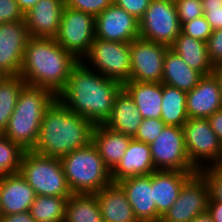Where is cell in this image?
<instances>
[{
  "mask_svg": "<svg viewBox=\"0 0 222 222\" xmlns=\"http://www.w3.org/2000/svg\"><path fill=\"white\" fill-rule=\"evenodd\" d=\"M162 1H167V2L175 3L177 0H162Z\"/></svg>",
  "mask_w": 222,
  "mask_h": 222,
  "instance_id": "obj_48",
  "label": "cell"
},
{
  "mask_svg": "<svg viewBox=\"0 0 222 222\" xmlns=\"http://www.w3.org/2000/svg\"><path fill=\"white\" fill-rule=\"evenodd\" d=\"M68 198L36 195L30 207V214L36 222H65Z\"/></svg>",
  "mask_w": 222,
  "mask_h": 222,
  "instance_id": "obj_30",
  "label": "cell"
},
{
  "mask_svg": "<svg viewBox=\"0 0 222 222\" xmlns=\"http://www.w3.org/2000/svg\"><path fill=\"white\" fill-rule=\"evenodd\" d=\"M212 28L204 16L185 22L181 25V32L187 36L207 42L212 34Z\"/></svg>",
  "mask_w": 222,
  "mask_h": 222,
  "instance_id": "obj_34",
  "label": "cell"
},
{
  "mask_svg": "<svg viewBox=\"0 0 222 222\" xmlns=\"http://www.w3.org/2000/svg\"><path fill=\"white\" fill-rule=\"evenodd\" d=\"M182 129L187 155L198 172L222 164V145L207 118H188Z\"/></svg>",
  "mask_w": 222,
  "mask_h": 222,
  "instance_id": "obj_7",
  "label": "cell"
},
{
  "mask_svg": "<svg viewBox=\"0 0 222 222\" xmlns=\"http://www.w3.org/2000/svg\"><path fill=\"white\" fill-rule=\"evenodd\" d=\"M142 116L128 92L122 87L116 94L112 113L104 125L124 135L135 137Z\"/></svg>",
  "mask_w": 222,
  "mask_h": 222,
  "instance_id": "obj_23",
  "label": "cell"
},
{
  "mask_svg": "<svg viewBox=\"0 0 222 222\" xmlns=\"http://www.w3.org/2000/svg\"><path fill=\"white\" fill-rule=\"evenodd\" d=\"M3 214H2V211H1V206H0V219L2 218Z\"/></svg>",
  "mask_w": 222,
  "mask_h": 222,
  "instance_id": "obj_49",
  "label": "cell"
},
{
  "mask_svg": "<svg viewBox=\"0 0 222 222\" xmlns=\"http://www.w3.org/2000/svg\"><path fill=\"white\" fill-rule=\"evenodd\" d=\"M221 108L220 90L212 74L203 76L191 91L186 92L188 118H208Z\"/></svg>",
  "mask_w": 222,
  "mask_h": 222,
  "instance_id": "obj_18",
  "label": "cell"
},
{
  "mask_svg": "<svg viewBox=\"0 0 222 222\" xmlns=\"http://www.w3.org/2000/svg\"><path fill=\"white\" fill-rule=\"evenodd\" d=\"M149 146L156 170L198 172L187 155L182 127L165 125Z\"/></svg>",
  "mask_w": 222,
  "mask_h": 222,
  "instance_id": "obj_11",
  "label": "cell"
},
{
  "mask_svg": "<svg viewBox=\"0 0 222 222\" xmlns=\"http://www.w3.org/2000/svg\"><path fill=\"white\" fill-rule=\"evenodd\" d=\"M65 6V0H39L24 14L30 37L55 38Z\"/></svg>",
  "mask_w": 222,
  "mask_h": 222,
  "instance_id": "obj_16",
  "label": "cell"
},
{
  "mask_svg": "<svg viewBox=\"0 0 222 222\" xmlns=\"http://www.w3.org/2000/svg\"><path fill=\"white\" fill-rule=\"evenodd\" d=\"M123 88L134 100L142 119H161L162 83L127 81Z\"/></svg>",
  "mask_w": 222,
  "mask_h": 222,
  "instance_id": "obj_25",
  "label": "cell"
},
{
  "mask_svg": "<svg viewBox=\"0 0 222 222\" xmlns=\"http://www.w3.org/2000/svg\"><path fill=\"white\" fill-rule=\"evenodd\" d=\"M65 222H103L95 194H72L66 202Z\"/></svg>",
  "mask_w": 222,
  "mask_h": 222,
  "instance_id": "obj_29",
  "label": "cell"
},
{
  "mask_svg": "<svg viewBox=\"0 0 222 222\" xmlns=\"http://www.w3.org/2000/svg\"><path fill=\"white\" fill-rule=\"evenodd\" d=\"M93 128L90 120L70 111L56 98L45 111L32 151L61 158L91 143Z\"/></svg>",
  "mask_w": 222,
  "mask_h": 222,
  "instance_id": "obj_3",
  "label": "cell"
},
{
  "mask_svg": "<svg viewBox=\"0 0 222 222\" xmlns=\"http://www.w3.org/2000/svg\"><path fill=\"white\" fill-rule=\"evenodd\" d=\"M78 62L55 38L30 37L24 50L20 77L27 85L43 87L57 96Z\"/></svg>",
  "mask_w": 222,
  "mask_h": 222,
  "instance_id": "obj_2",
  "label": "cell"
},
{
  "mask_svg": "<svg viewBox=\"0 0 222 222\" xmlns=\"http://www.w3.org/2000/svg\"><path fill=\"white\" fill-rule=\"evenodd\" d=\"M95 38L131 43L139 38V20L113 3L95 17Z\"/></svg>",
  "mask_w": 222,
  "mask_h": 222,
  "instance_id": "obj_15",
  "label": "cell"
},
{
  "mask_svg": "<svg viewBox=\"0 0 222 222\" xmlns=\"http://www.w3.org/2000/svg\"><path fill=\"white\" fill-rule=\"evenodd\" d=\"M164 127L165 123L161 119H142L134 139L150 144L162 132Z\"/></svg>",
  "mask_w": 222,
  "mask_h": 222,
  "instance_id": "obj_33",
  "label": "cell"
},
{
  "mask_svg": "<svg viewBox=\"0 0 222 222\" xmlns=\"http://www.w3.org/2000/svg\"><path fill=\"white\" fill-rule=\"evenodd\" d=\"M20 10L25 14L29 11L39 0H16Z\"/></svg>",
  "mask_w": 222,
  "mask_h": 222,
  "instance_id": "obj_46",
  "label": "cell"
},
{
  "mask_svg": "<svg viewBox=\"0 0 222 222\" xmlns=\"http://www.w3.org/2000/svg\"><path fill=\"white\" fill-rule=\"evenodd\" d=\"M30 38L25 20L0 24V73L20 75L24 50Z\"/></svg>",
  "mask_w": 222,
  "mask_h": 222,
  "instance_id": "obj_14",
  "label": "cell"
},
{
  "mask_svg": "<svg viewBox=\"0 0 222 222\" xmlns=\"http://www.w3.org/2000/svg\"><path fill=\"white\" fill-rule=\"evenodd\" d=\"M0 222H36L29 211L3 215Z\"/></svg>",
  "mask_w": 222,
  "mask_h": 222,
  "instance_id": "obj_43",
  "label": "cell"
},
{
  "mask_svg": "<svg viewBox=\"0 0 222 222\" xmlns=\"http://www.w3.org/2000/svg\"><path fill=\"white\" fill-rule=\"evenodd\" d=\"M123 85L91 70L81 60L71 69L65 87L56 96L70 111L104 124L112 113L116 94Z\"/></svg>",
  "mask_w": 222,
  "mask_h": 222,
  "instance_id": "obj_1",
  "label": "cell"
},
{
  "mask_svg": "<svg viewBox=\"0 0 222 222\" xmlns=\"http://www.w3.org/2000/svg\"><path fill=\"white\" fill-rule=\"evenodd\" d=\"M208 55L212 64H222V29L213 30L206 42Z\"/></svg>",
  "mask_w": 222,
  "mask_h": 222,
  "instance_id": "obj_40",
  "label": "cell"
},
{
  "mask_svg": "<svg viewBox=\"0 0 222 222\" xmlns=\"http://www.w3.org/2000/svg\"><path fill=\"white\" fill-rule=\"evenodd\" d=\"M56 98L48 89L25 84L2 134L24 150H32L37 142L45 111Z\"/></svg>",
  "mask_w": 222,
  "mask_h": 222,
  "instance_id": "obj_4",
  "label": "cell"
},
{
  "mask_svg": "<svg viewBox=\"0 0 222 222\" xmlns=\"http://www.w3.org/2000/svg\"><path fill=\"white\" fill-rule=\"evenodd\" d=\"M25 150L0 133V177L19 173Z\"/></svg>",
  "mask_w": 222,
  "mask_h": 222,
  "instance_id": "obj_32",
  "label": "cell"
},
{
  "mask_svg": "<svg viewBox=\"0 0 222 222\" xmlns=\"http://www.w3.org/2000/svg\"><path fill=\"white\" fill-rule=\"evenodd\" d=\"M203 75L189 65L171 48L168 49L163 65V84L173 86L179 90L191 91Z\"/></svg>",
  "mask_w": 222,
  "mask_h": 222,
  "instance_id": "obj_26",
  "label": "cell"
},
{
  "mask_svg": "<svg viewBox=\"0 0 222 222\" xmlns=\"http://www.w3.org/2000/svg\"><path fill=\"white\" fill-rule=\"evenodd\" d=\"M55 39L66 51L82 60L95 39V16L65 6Z\"/></svg>",
  "mask_w": 222,
  "mask_h": 222,
  "instance_id": "obj_10",
  "label": "cell"
},
{
  "mask_svg": "<svg viewBox=\"0 0 222 222\" xmlns=\"http://www.w3.org/2000/svg\"><path fill=\"white\" fill-rule=\"evenodd\" d=\"M25 81L17 76H4L0 81V133L6 129L16 107L18 95Z\"/></svg>",
  "mask_w": 222,
  "mask_h": 222,
  "instance_id": "obj_31",
  "label": "cell"
},
{
  "mask_svg": "<svg viewBox=\"0 0 222 222\" xmlns=\"http://www.w3.org/2000/svg\"><path fill=\"white\" fill-rule=\"evenodd\" d=\"M81 61L91 70L122 85L130 81V43L95 38L89 52Z\"/></svg>",
  "mask_w": 222,
  "mask_h": 222,
  "instance_id": "obj_8",
  "label": "cell"
},
{
  "mask_svg": "<svg viewBox=\"0 0 222 222\" xmlns=\"http://www.w3.org/2000/svg\"><path fill=\"white\" fill-rule=\"evenodd\" d=\"M202 6L212 30L222 29V0H202Z\"/></svg>",
  "mask_w": 222,
  "mask_h": 222,
  "instance_id": "obj_38",
  "label": "cell"
},
{
  "mask_svg": "<svg viewBox=\"0 0 222 222\" xmlns=\"http://www.w3.org/2000/svg\"><path fill=\"white\" fill-rule=\"evenodd\" d=\"M207 212L214 222H222V202L208 201Z\"/></svg>",
  "mask_w": 222,
  "mask_h": 222,
  "instance_id": "obj_44",
  "label": "cell"
},
{
  "mask_svg": "<svg viewBox=\"0 0 222 222\" xmlns=\"http://www.w3.org/2000/svg\"><path fill=\"white\" fill-rule=\"evenodd\" d=\"M150 1L151 0H113V3L140 20L149 7Z\"/></svg>",
  "mask_w": 222,
  "mask_h": 222,
  "instance_id": "obj_41",
  "label": "cell"
},
{
  "mask_svg": "<svg viewBox=\"0 0 222 222\" xmlns=\"http://www.w3.org/2000/svg\"><path fill=\"white\" fill-rule=\"evenodd\" d=\"M208 181L209 201L222 202V165L210 166L200 171Z\"/></svg>",
  "mask_w": 222,
  "mask_h": 222,
  "instance_id": "obj_36",
  "label": "cell"
},
{
  "mask_svg": "<svg viewBox=\"0 0 222 222\" xmlns=\"http://www.w3.org/2000/svg\"><path fill=\"white\" fill-rule=\"evenodd\" d=\"M180 25L203 16L202 0H177L175 2Z\"/></svg>",
  "mask_w": 222,
  "mask_h": 222,
  "instance_id": "obj_35",
  "label": "cell"
},
{
  "mask_svg": "<svg viewBox=\"0 0 222 222\" xmlns=\"http://www.w3.org/2000/svg\"><path fill=\"white\" fill-rule=\"evenodd\" d=\"M138 222H157V208L153 200L152 173L128 177L118 182Z\"/></svg>",
  "mask_w": 222,
  "mask_h": 222,
  "instance_id": "obj_17",
  "label": "cell"
},
{
  "mask_svg": "<svg viewBox=\"0 0 222 222\" xmlns=\"http://www.w3.org/2000/svg\"><path fill=\"white\" fill-rule=\"evenodd\" d=\"M111 4H113V0H65L67 7L94 15L95 17Z\"/></svg>",
  "mask_w": 222,
  "mask_h": 222,
  "instance_id": "obj_37",
  "label": "cell"
},
{
  "mask_svg": "<svg viewBox=\"0 0 222 222\" xmlns=\"http://www.w3.org/2000/svg\"><path fill=\"white\" fill-rule=\"evenodd\" d=\"M156 171L149 144L131 139L124 156L111 170L112 182L128 177L148 175Z\"/></svg>",
  "mask_w": 222,
  "mask_h": 222,
  "instance_id": "obj_21",
  "label": "cell"
},
{
  "mask_svg": "<svg viewBox=\"0 0 222 222\" xmlns=\"http://www.w3.org/2000/svg\"><path fill=\"white\" fill-rule=\"evenodd\" d=\"M24 20L16 0H0V24Z\"/></svg>",
  "mask_w": 222,
  "mask_h": 222,
  "instance_id": "obj_39",
  "label": "cell"
},
{
  "mask_svg": "<svg viewBox=\"0 0 222 222\" xmlns=\"http://www.w3.org/2000/svg\"><path fill=\"white\" fill-rule=\"evenodd\" d=\"M211 74L213 75V77L216 79L217 83H218V87L220 90V95L222 98V64L221 65H215L212 68V72Z\"/></svg>",
  "mask_w": 222,
  "mask_h": 222,
  "instance_id": "obj_45",
  "label": "cell"
},
{
  "mask_svg": "<svg viewBox=\"0 0 222 222\" xmlns=\"http://www.w3.org/2000/svg\"><path fill=\"white\" fill-rule=\"evenodd\" d=\"M196 172L156 170L152 172L153 200L157 208V222L178 198L184 183Z\"/></svg>",
  "mask_w": 222,
  "mask_h": 222,
  "instance_id": "obj_20",
  "label": "cell"
},
{
  "mask_svg": "<svg viewBox=\"0 0 222 222\" xmlns=\"http://www.w3.org/2000/svg\"><path fill=\"white\" fill-rule=\"evenodd\" d=\"M20 174L34 189L36 195L69 198L73 194L60 158L25 150L21 160Z\"/></svg>",
  "mask_w": 222,
  "mask_h": 222,
  "instance_id": "obj_6",
  "label": "cell"
},
{
  "mask_svg": "<svg viewBox=\"0 0 222 222\" xmlns=\"http://www.w3.org/2000/svg\"><path fill=\"white\" fill-rule=\"evenodd\" d=\"M189 222H214L208 212L200 214L194 218H192Z\"/></svg>",
  "mask_w": 222,
  "mask_h": 222,
  "instance_id": "obj_47",
  "label": "cell"
},
{
  "mask_svg": "<svg viewBox=\"0 0 222 222\" xmlns=\"http://www.w3.org/2000/svg\"><path fill=\"white\" fill-rule=\"evenodd\" d=\"M131 139L132 137L114 131L104 124L94 125L92 142L110 170L122 159Z\"/></svg>",
  "mask_w": 222,
  "mask_h": 222,
  "instance_id": "obj_24",
  "label": "cell"
},
{
  "mask_svg": "<svg viewBox=\"0 0 222 222\" xmlns=\"http://www.w3.org/2000/svg\"><path fill=\"white\" fill-rule=\"evenodd\" d=\"M161 120L169 126L184 125L188 120L185 91L162 83Z\"/></svg>",
  "mask_w": 222,
  "mask_h": 222,
  "instance_id": "obj_28",
  "label": "cell"
},
{
  "mask_svg": "<svg viewBox=\"0 0 222 222\" xmlns=\"http://www.w3.org/2000/svg\"><path fill=\"white\" fill-rule=\"evenodd\" d=\"M181 32L175 3L151 0L139 20V37L171 47Z\"/></svg>",
  "mask_w": 222,
  "mask_h": 222,
  "instance_id": "obj_9",
  "label": "cell"
},
{
  "mask_svg": "<svg viewBox=\"0 0 222 222\" xmlns=\"http://www.w3.org/2000/svg\"><path fill=\"white\" fill-rule=\"evenodd\" d=\"M209 198L208 181L201 172H196L184 183L177 200L163 214L160 222H189L207 212Z\"/></svg>",
  "mask_w": 222,
  "mask_h": 222,
  "instance_id": "obj_12",
  "label": "cell"
},
{
  "mask_svg": "<svg viewBox=\"0 0 222 222\" xmlns=\"http://www.w3.org/2000/svg\"><path fill=\"white\" fill-rule=\"evenodd\" d=\"M170 48L175 51L187 65L199 71L203 76L211 74L214 65L210 61L206 42L180 32Z\"/></svg>",
  "mask_w": 222,
  "mask_h": 222,
  "instance_id": "obj_27",
  "label": "cell"
},
{
  "mask_svg": "<svg viewBox=\"0 0 222 222\" xmlns=\"http://www.w3.org/2000/svg\"><path fill=\"white\" fill-rule=\"evenodd\" d=\"M35 196L34 189L20 172L0 177V206L3 215L29 211Z\"/></svg>",
  "mask_w": 222,
  "mask_h": 222,
  "instance_id": "obj_19",
  "label": "cell"
},
{
  "mask_svg": "<svg viewBox=\"0 0 222 222\" xmlns=\"http://www.w3.org/2000/svg\"><path fill=\"white\" fill-rule=\"evenodd\" d=\"M3 77L4 75L0 73V81L2 80Z\"/></svg>",
  "mask_w": 222,
  "mask_h": 222,
  "instance_id": "obj_50",
  "label": "cell"
},
{
  "mask_svg": "<svg viewBox=\"0 0 222 222\" xmlns=\"http://www.w3.org/2000/svg\"><path fill=\"white\" fill-rule=\"evenodd\" d=\"M103 222H138L126 193L118 182H111L95 193Z\"/></svg>",
  "mask_w": 222,
  "mask_h": 222,
  "instance_id": "obj_22",
  "label": "cell"
},
{
  "mask_svg": "<svg viewBox=\"0 0 222 222\" xmlns=\"http://www.w3.org/2000/svg\"><path fill=\"white\" fill-rule=\"evenodd\" d=\"M170 47L137 38L130 43V80L162 82L165 55Z\"/></svg>",
  "mask_w": 222,
  "mask_h": 222,
  "instance_id": "obj_13",
  "label": "cell"
},
{
  "mask_svg": "<svg viewBox=\"0 0 222 222\" xmlns=\"http://www.w3.org/2000/svg\"><path fill=\"white\" fill-rule=\"evenodd\" d=\"M60 160L73 194H95L112 182L111 170L93 142L73 150Z\"/></svg>",
  "mask_w": 222,
  "mask_h": 222,
  "instance_id": "obj_5",
  "label": "cell"
},
{
  "mask_svg": "<svg viewBox=\"0 0 222 222\" xmlns=\"http://www.w3.org/2000/svg\"><path fill=\"white\" fill-rule=\"evenodd\" d=\"M222 145V108L207 118Z\"/></svg>",
  "mask_w": 222,
  "mask_h": 222,
  "instance_id": "obj_42",
  "label": "cell"
}]
</instances>
